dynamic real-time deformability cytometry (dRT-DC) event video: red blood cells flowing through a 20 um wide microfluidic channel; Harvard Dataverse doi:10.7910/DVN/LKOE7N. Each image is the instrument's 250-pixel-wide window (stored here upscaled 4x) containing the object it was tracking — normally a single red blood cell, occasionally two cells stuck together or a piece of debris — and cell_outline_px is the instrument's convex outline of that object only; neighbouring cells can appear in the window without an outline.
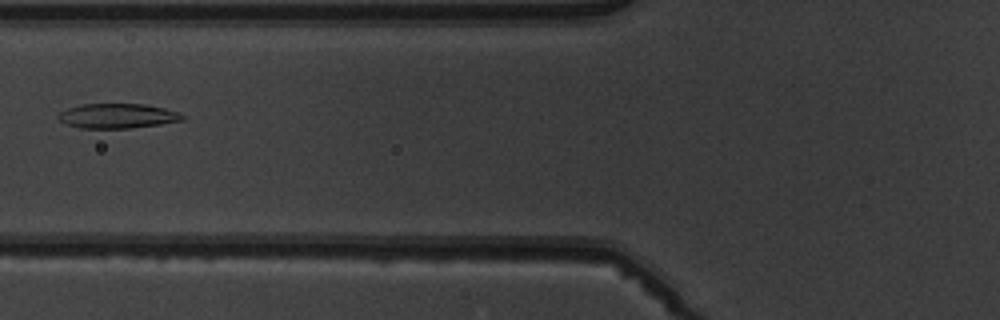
{"species": "common noctule bat (a hibernating species)", "species_latin": "Nyctalus noctula", "temperature_condition": "warm", "stored_images_in_passage": 5, "camera_frame_rate_fps": 3000, "um_per_image_px": 0.085, "animal": {"sex": "male", "body_mass_g": 19.5, "forearm_length_mm": 54.6}, "frame": {"image": 1, "passage_image": 5, "time_ms": 4.667, "image_size_px": [1000, 320], "cell_outline_px": [[184, 120], [160, 124], [128, 128], [80, 128], [68, 124], [60, 120], [56, 116], [60, 112], [68, 108], [80, 104], [144, 104], [164, 108], [180, 112], [184, 116]], "centroid_in_image_um": [10.0, 9.85], "position_along_channel_um": 115.8, "area_um2": 17.8}}